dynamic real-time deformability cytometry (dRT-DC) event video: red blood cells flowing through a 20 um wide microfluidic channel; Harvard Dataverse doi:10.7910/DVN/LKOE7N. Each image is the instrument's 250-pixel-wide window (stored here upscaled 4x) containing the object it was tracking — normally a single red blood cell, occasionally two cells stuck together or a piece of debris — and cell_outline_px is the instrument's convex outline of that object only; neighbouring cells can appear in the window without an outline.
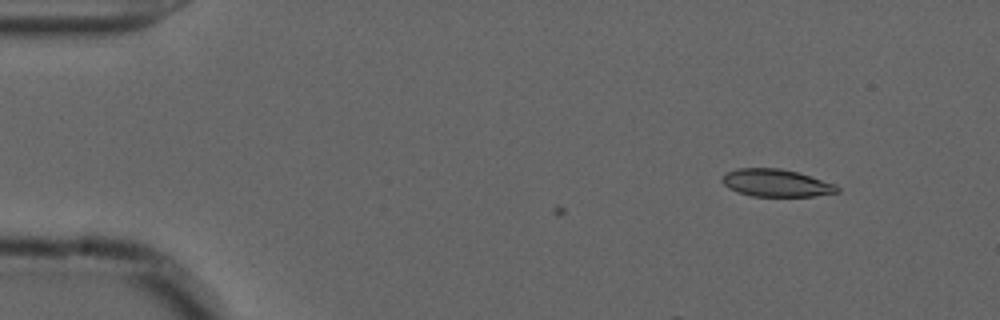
{"species": "common noctule bat (a hibernating species)", "species_latin": "Nyctalus noctula", "temperature_condition": "cold", "stored_images_in_passage": 3, "camera_frame_rate_fps": 3000, "um_per_image_px": 0.085, "animal": {"sex": "male", "forearm_length_mm": 52.5}, "frame": {"image": 1, "passage_image": 3, "time_ms": 0.667, "image_size_px": [1000, 320], "cell_outline_px": [[840, 192], [812, 196], [752, 196], [736, 192], [728, 188], [720, 180], [728, 172], [736, 168], [780, 168], [796, 172], [836, 184], [840, 188]], "centroid_in_image_um": [65.97, 15.56], "position_along_channel_um": 19.0, "area_um2": 18.38}}